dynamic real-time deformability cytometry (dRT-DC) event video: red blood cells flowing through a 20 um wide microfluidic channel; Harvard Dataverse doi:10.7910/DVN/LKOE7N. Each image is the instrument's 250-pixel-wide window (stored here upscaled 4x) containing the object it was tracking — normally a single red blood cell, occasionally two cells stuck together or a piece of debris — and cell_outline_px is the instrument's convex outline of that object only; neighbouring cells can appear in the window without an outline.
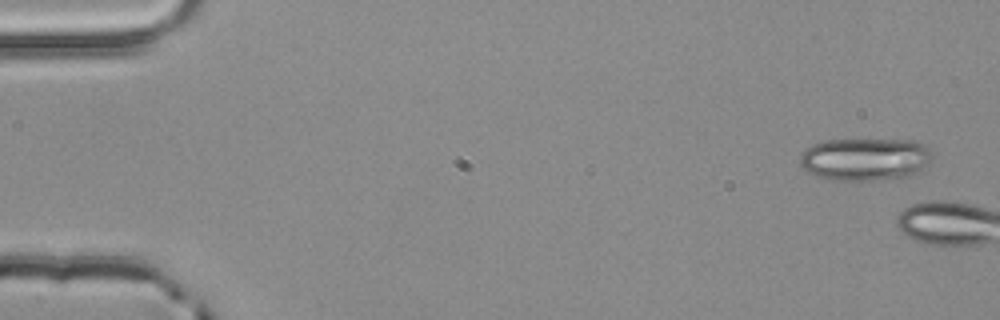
{"species": "common noctule bat (a hibernating species)", "species_latin": "Nyctalus noctula", "temperature_condition": "room temperature", "stored_images_in_passage": 5, "camera_frame_rate_fps": 3000, "um_per_image_px": 0.085, "animal": {"sex": "male", "body_mass_g": 20.4}, "frame": {"image": 1, "passage_image": 1, "time_ms": 0.0, "image_size_px": [1000, 320], "cell_outline_px": [[932, 156], [928, 164], [912, 176], [872, 180], [832, 180], [816, 176], [808, 172], [800, 164], [800, 156], [812, 144], [824, 140], [916, 140], [924, 144], [932, 152]], "centroid_in_image_um": [73.55, 13.53], "position_along_channel_um": 11.4, "area_um2": 32.95}}